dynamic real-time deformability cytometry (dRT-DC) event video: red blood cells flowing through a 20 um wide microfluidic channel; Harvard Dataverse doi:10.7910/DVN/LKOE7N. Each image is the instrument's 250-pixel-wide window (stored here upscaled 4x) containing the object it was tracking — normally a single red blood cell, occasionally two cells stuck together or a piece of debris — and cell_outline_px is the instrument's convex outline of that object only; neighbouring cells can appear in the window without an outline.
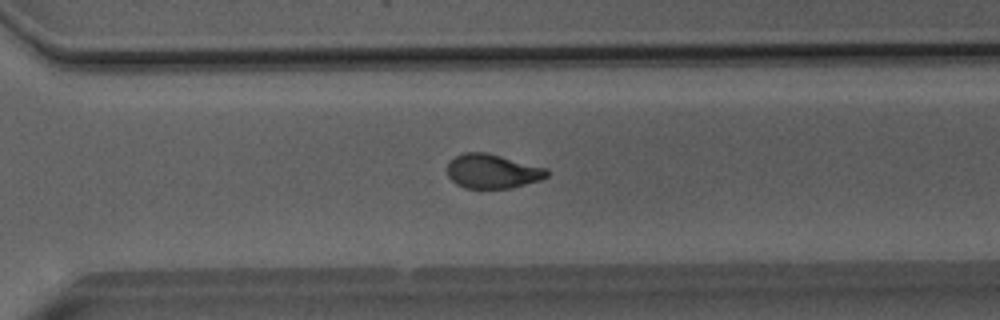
{"species": "Egyptian fruit bat (a non-hibernating species)", "species_latin": "Rousettus aegyptiacus", "temperature_condition": "room temperature", "stored_images_in_passage": 50, "camera_frame_rate_fps": 3000, "um_per_image_px": 0.085, "animal": {"sex": "male"}, "frame": {"image": 1, "passage_image": 35, "time_ms": 11.333, "image_size_px": [1000, 320], "cell_outline_px": [[548, 176], [540, 180], [512, 188], [464, 188], [456, 184], [448, 176], [448, 164], [456, 156], [464, 152], [484, 152], [548, 168]], "centroid_in_image_um": [41.87, 14.57], "position_along_channel_um": 328.7, "area_um2": 19.77}}
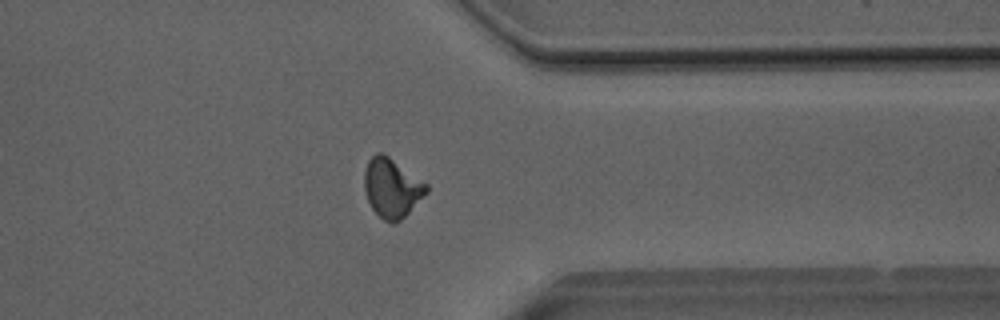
{"frame": {"image": 2, "passage_image": 39, "time_ms": 12.667, "image_size_px": [1000, 320], "cell_outline_px": [[428, 192], [400, 220], [392, 224], [384, 220], [372, 208], [368, 200], [364, 188], [364, 172], [368, 160], [376, 152], [384, 152], [428, 184]], "centroid_in_image_um": [33.3, 15.94], "position_along_channel_um": 378.1, "area_um2": 21.39}}
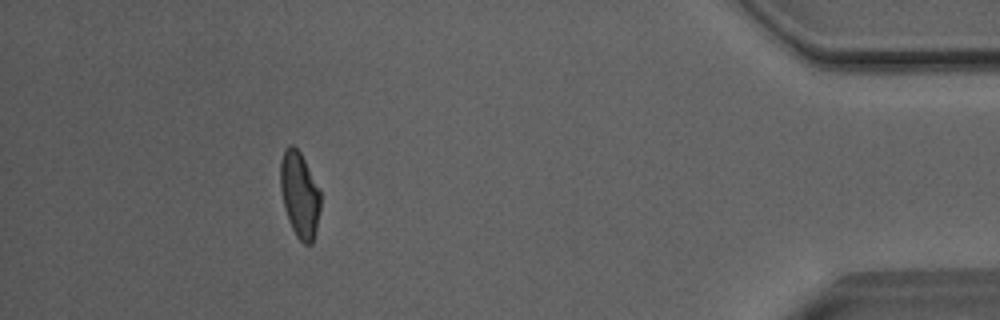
{"frame": {"image": 3, "passage_image": 45, "time_ms": 14.667, "image_size_px": [1000, 320], "cell_outline_px": [[320, 208], [316, 232], [312, 244], [304, 244], [296, 236], [288, 220], [284, 208], [280, 188], [280, 160], [284, 148], [288, 144], [292, 144], [300, 152], [320, 192]], "centroid_in_image_um": [25.44, 16.55], "position_along_channel_um": 409.8, "area_um2": 20.06}, "authors_computed_cell_mechanics": {"area_um2": 20.3745, "velocity_mm_per_s": 4.0791, "shape_relaxation_time_tau1_ms": 3.9859, "shape_relaxation_time_tau2_ms": 1.4562, "deformation_change_tau1": 0.1538, "deformation_change_tau2": 0.0642}}